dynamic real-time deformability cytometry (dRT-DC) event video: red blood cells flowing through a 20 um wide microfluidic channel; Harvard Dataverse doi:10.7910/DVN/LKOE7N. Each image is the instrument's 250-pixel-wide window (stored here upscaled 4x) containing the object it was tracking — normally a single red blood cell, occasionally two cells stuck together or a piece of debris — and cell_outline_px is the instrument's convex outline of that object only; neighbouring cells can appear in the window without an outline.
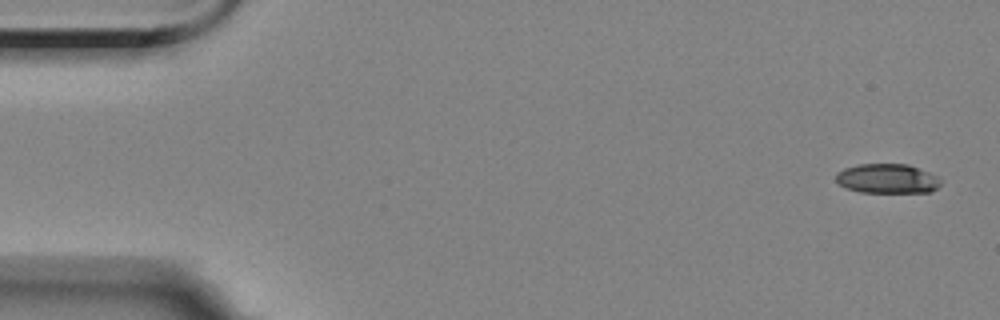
{"species": "Egyptian fruit bat (a non-hibernating species)", "species_latin": "Rousettus aegyptiacus", "temperature_condition": "room temperature", "stored_images_in_passage": 5, "camera_frame_rate_fps": 3000, "um_per_image_px": 0.085, "animal": {"sex": "female"}, "frame": {"image": 1, "passage_image": 1, "time_ms": 0.0, "image_size_px": [1000, 320], "cell_outline_px": [[940, 184], [932, 192], [860, 192], [848, 188], [840, 184], [836, 180], [836, 172], [844, 168], [860, 164], [908, 164], [928, 172], [936, 176], [940, 180]], "centroid_in_image_um": [75.41, 15.18], "position_along_channel_um": 9.6, "area_um2": 17.86}}
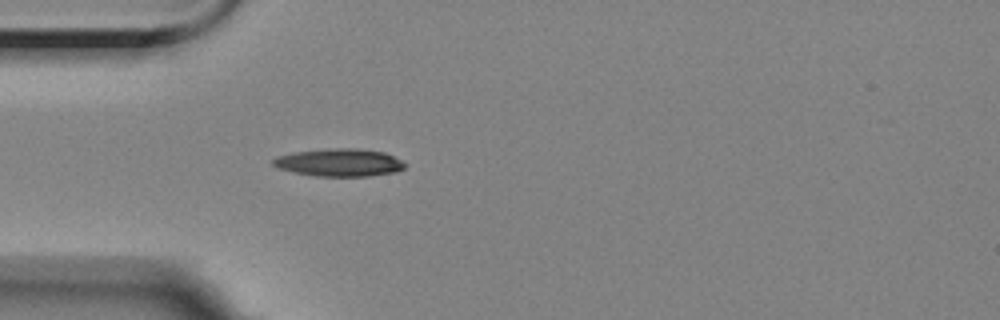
{"frame": {"image": 2, "passage_image": 5, "time_ms": 4.667, "image_size_px": [1000, 320], "cell_outline_px": [[408, 164], [404, 168], [396, 172], [368, 176], [316, 176], [276, 168], [272, 164], [272, 160], [276, 156], [292, 152], [336, 148], [356, 148], [384, 152], [404, 160]], "centroid_in_image_um": [28.87, 13.81], "position_along_channel_um": 56.1, "area_um2": 21.44}}